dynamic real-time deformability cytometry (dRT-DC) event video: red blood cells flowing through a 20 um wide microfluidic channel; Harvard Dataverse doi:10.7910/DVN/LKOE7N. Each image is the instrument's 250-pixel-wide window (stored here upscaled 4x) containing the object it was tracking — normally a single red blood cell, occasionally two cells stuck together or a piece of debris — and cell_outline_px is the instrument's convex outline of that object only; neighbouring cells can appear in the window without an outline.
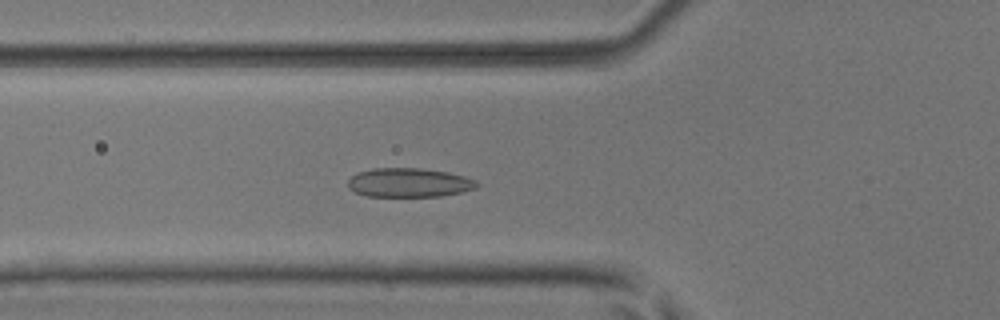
{"species": "common noctule bat (a hibernating species)", "species_latin": "Nyctalus noctula", "temperature_condition": "room temperature", "stored_images_in_passage": 22, "camera_frame_rate_fps": 3000, "um_per_image_px": 0.085, "animal": {"sex": "male", "body_mass_g": 17.9, "forearm_length_mm": 54.2}, "frame": {"image": 1, "passage_image": 17, "time_ms": 5.333, "image_size_px": [1000, 320], "cell_outline_px": [[480, 184], [476, 188], [460, 192], [440, 196], [368, 196], [356, 192], [348, 188], [348, 180], [356, 172], [372, 168], [420, 168], [448, 172], [464, 176], [476, 180]], "centroid_in_image_um": [34.76, 15.51], "position_along_channel_um": 91.0, "area_um2": 21.85}}